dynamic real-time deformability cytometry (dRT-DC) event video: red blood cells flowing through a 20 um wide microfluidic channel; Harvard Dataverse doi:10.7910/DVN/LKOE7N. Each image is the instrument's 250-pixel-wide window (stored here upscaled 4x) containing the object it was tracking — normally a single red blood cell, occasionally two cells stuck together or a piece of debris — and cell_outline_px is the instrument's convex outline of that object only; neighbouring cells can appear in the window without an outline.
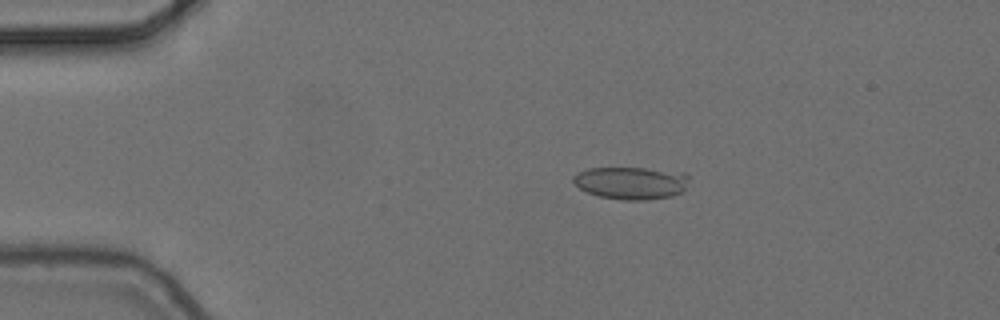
{"species": "common noctule bat (a hibernating species)", "species_latin": "Nyctalus noctula", "temperature_condition": "cold", "stored_images_in_passage": 3, "camera_frame_rate_fps": 3000, "um_per_image_px": 0.085, "animal": {"sex": "female", "body_mass_g": 24.6, "forearm_length_mm": 56.2}, "frame": {"image": 1, "passage_image": 2, "time_ms": 0.333, "image_size_px": [1000, 320], "cell_outline_px": [[688, 176], [684, 188], [680, 192], [672, 196], [644, 200], [620, 200], [600, 196], [588, 192], [580, 188], [572, 180], [572, 176], [588, 168], [644, 168], [684, 172]], "centroid_in_image_um": [53.63, 15.54], "position_along_channel_um": 31.4, "area_um2": 21.73}}